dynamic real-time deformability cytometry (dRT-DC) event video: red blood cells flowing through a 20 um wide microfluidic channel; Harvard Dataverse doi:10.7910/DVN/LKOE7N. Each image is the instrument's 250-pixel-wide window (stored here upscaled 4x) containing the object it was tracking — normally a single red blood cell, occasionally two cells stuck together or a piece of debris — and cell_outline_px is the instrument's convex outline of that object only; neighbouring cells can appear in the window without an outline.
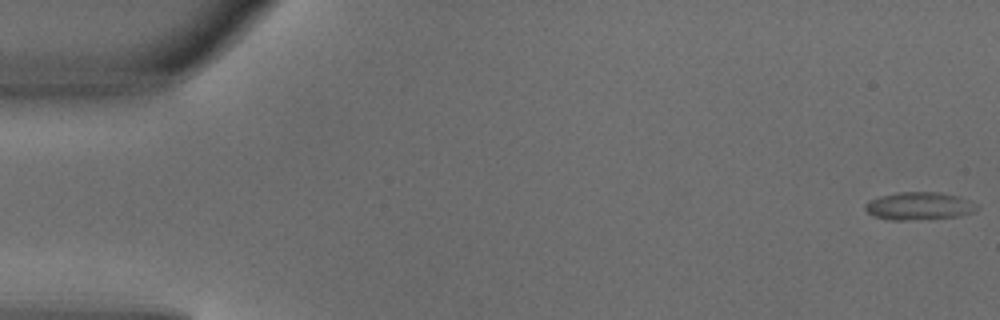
{"species": "common noctule bat (a hibernating species)", "species_latin": "Nyctalus noctula", "temperature_condition": "warm", "stored_images_in_passage": 5, "camera_frame_rate_fps": 3000, "um_per_image_px": 0.085, "animal": {"sex": "male", "body_mass_g": 18.8}, "frame": {"image": 1, "passage_image": 1, "time_ms": 0.0, "image_size_px": [1000, 320], "cell_outline_px": [[980, 208], [976, 212], [956, 216], [904, 220], [888, 220], [872, 216], [864, 208], [864, 204], [868, 200], [880, 196], [896, 192], [940, 192], [960, 196], [980, 204]], "centroid_in_image_um": [78.14, 17.5], "position_along_channel_um": 6.9, "area_um2": 18.38}}
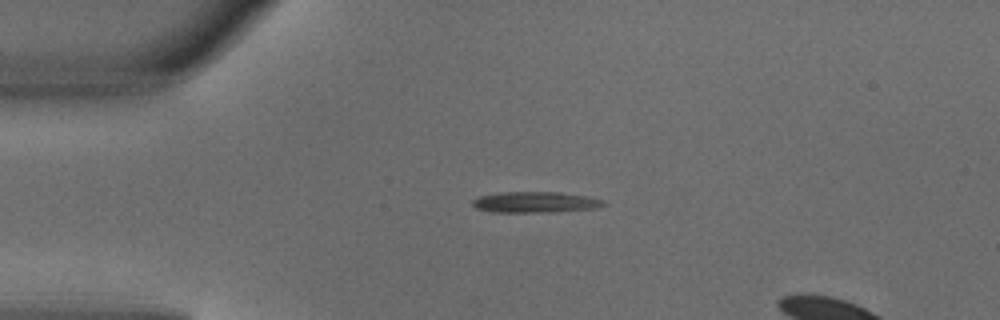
{"frame": {"image": 2, "passage_image": 4, "time_ms": 1.0, "image_size_px": [1000, 320], "cell_outline_px": [[608, 204], [596, 208], [556, 212], [492, 212], [476, 208], [472, 204], [472, 200], [480, 196], [504, 192], [560, 192], [584, 196], [604, 200]], "centroid_in_image_um": [45.52, 17.19], "position_along_channel_um": 39.5, "area_um2": 15.95}}